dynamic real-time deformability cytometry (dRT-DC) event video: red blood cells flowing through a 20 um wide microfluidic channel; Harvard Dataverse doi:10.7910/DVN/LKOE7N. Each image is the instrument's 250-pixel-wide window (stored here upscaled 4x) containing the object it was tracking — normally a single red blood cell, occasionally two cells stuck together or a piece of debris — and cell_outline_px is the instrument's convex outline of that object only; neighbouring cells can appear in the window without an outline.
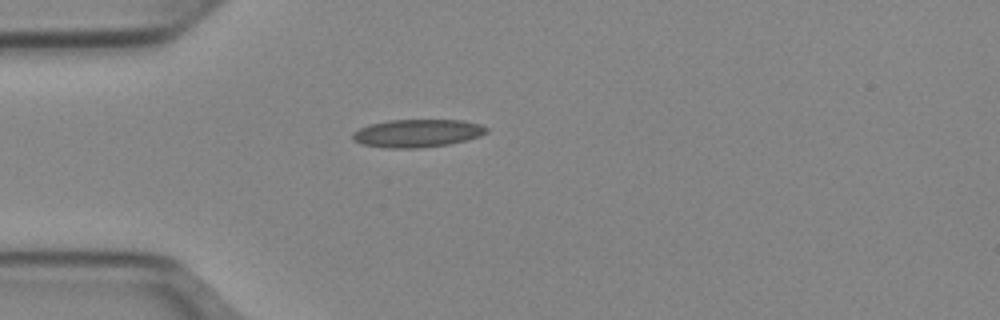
{"species": "Egyptian fruit bat (a non-hibernating species)", "species_latin": "Rousettus aegyptiacus", "temperature_condition": "cold", "stored_images_in_passage": 38, "camera_frame_rate_fps": 3000, "um_per_image_px": 0.085, "animal": {"sex": "female"}, "frame": {"image": 1, "passage_image": 1, "time_ms": 0.0, "image_size_px": [1000, 320], "cell_outline_px": [[488, 132], [480, 136], [468, 140], [448, 144], [416, 148], [388, 148], [360, 144], [352, 140], [352, 132], [360, 128], [372, 124], [388, 120], [464, 120], [480, 124], [488, 128]], "centroid_in_image_um": [35.48, 11.32], "position_along_channel_um": 49.5, "area_um2": 21.85}}
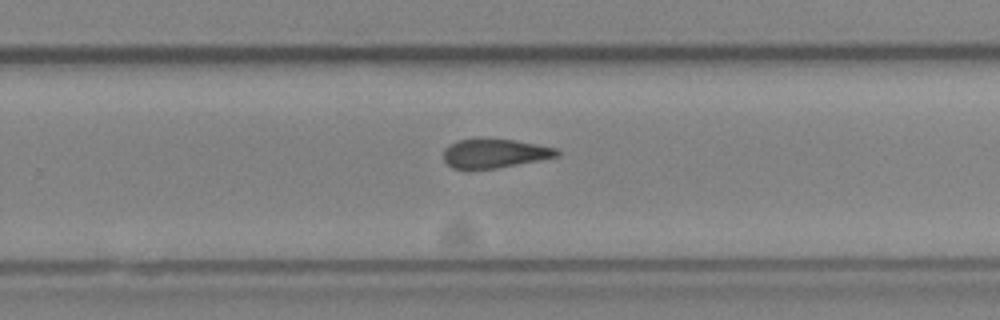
{"frame": {"image": 2, "passage_image": 20, "time_ms": 6.333, "image_size_px": [1000, 320], "cell_outline_px": [[560, 156], [540, 160], [496, 168], [468, 172], [452, 168], [444, 160], [444, 148], [448, 144], [456, 140], [516, 140], [556, 148], [560, 152]], "centroid_in_image_um": [42.0, 13.08], "position_along_channel_um": 287.8, "area_um2": 19.42}}
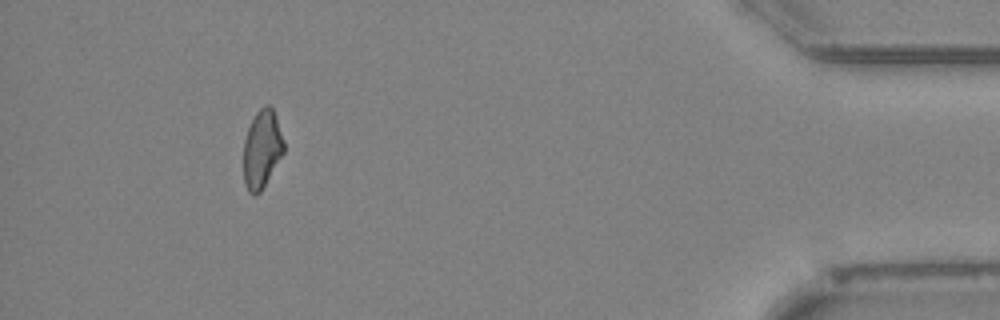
{"frame": {"image": 3, "passage_image": 34, "time_ms": 11.0, "image_size_px": [1000, 320], "cell_outline_px": [[284, 152], [260, 192], [256, 196], [252, 196], [248, 192], [244, 184], [244, 140], [248, 128], [256, 112], [264, 104], [268, 104], [272, 108], [276, 116], [284, 140]], "centroid_in_image_um": [22.26, 12.68], "position_along_channel_um": 412.9, "area_um2": 18.38}, "authors_computed_cell_mechanics": {"area_um2": 19.8543, "velocity_mm_per_s": 3.9698, "shape_relaxation_time_tau1_ms": null, "shape_relaxation_time_tau2_ms": 4.953, "deformation_change_tau1": null, "deformation_change_tau2": 0.1406}}